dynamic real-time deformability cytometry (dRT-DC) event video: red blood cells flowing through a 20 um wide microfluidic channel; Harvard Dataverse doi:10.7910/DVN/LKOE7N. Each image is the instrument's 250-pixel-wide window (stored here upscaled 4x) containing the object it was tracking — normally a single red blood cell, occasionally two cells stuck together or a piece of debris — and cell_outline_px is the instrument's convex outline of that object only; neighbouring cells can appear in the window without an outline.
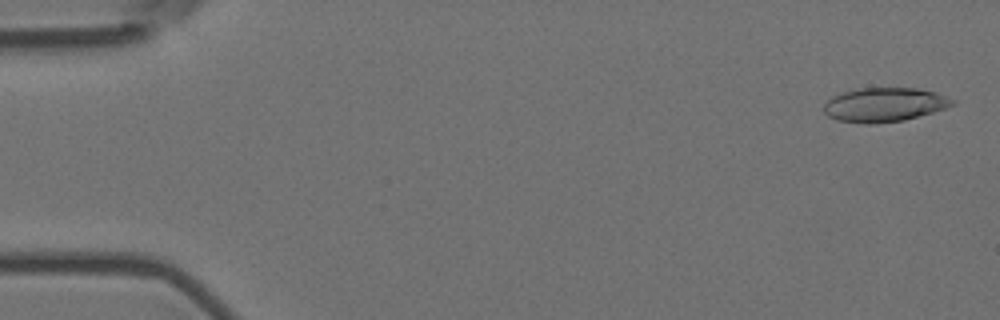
{"species": "Egyptian fruit bat (a non-hibernating species)", "species_latin": "Rousettus aegyptiacus", "temperature_condition": "room temperature", "stored_images_in_passage": 21, "camera_frame_rate_fps": 3000, "um_per_image_px": 0.085, "animal": {"sex": "female"}, "frame": {"image": 1, "passage_image": 2, "time_ms": 0.333, "image_size_px": [1000, 320], "cell_outline_px": [[956, 104], [932, 112], [904, 120], [876, 124], [864, 124], [836, 120], [828, 116], [824, 112], [824, 104], [832, 96], [840, 92], [856, 88], [916, 88], [936, 92], [956, 100]], "centroid_in_image_um": [75.15, 8.9], "position_along_channel_um": 9.9, "area_um2": 25.78}}
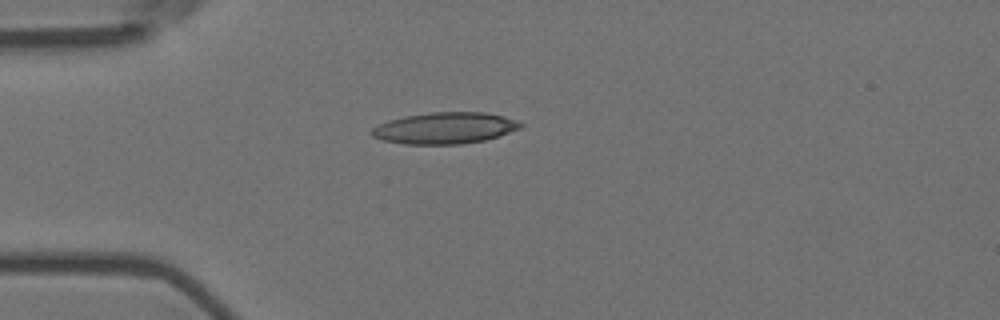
{"frame": {"image": 2, "passage_image": 15, "time_ms": 4.667, "image_size_px": [1000, 320], "cell_outline_px": [[524, 124], [520, 128], [484, 140], [460, 144], [404, 144], [380, 140], [372, 136], [372, 128], [388, 120], [404, 116], [432, 112], [484, 112], [504, 116], [516, 120]], "centroid_in_image_um": [37.78, 10.88], "position_along_channel_um": 47.2, "area_um2": 27.11}}
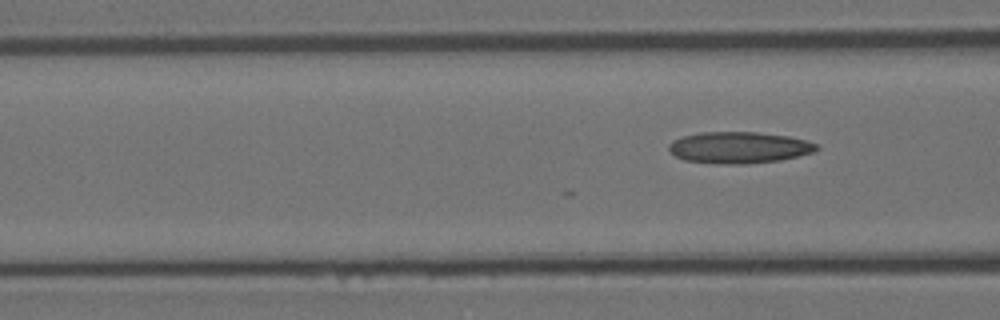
{"frame": {"image": 3, "passage_image": 21, "time_ms": 6.667, "image_size_px": [1000, 320], "cell_outline_px": [[820, 148], [812, 152], [780, 160], [744, 164], [720, 164], [684, 160], [676, 156], [668, 148], [668, 144], [672, 140], [684, 136], [700, 132], [756, 132], [788, 136], [804, 140], [816, 144]], "centroid_in_image_um": [62.78, 12.54], "position_along_channel_um": 103.8, "area_um2": 26.93}}